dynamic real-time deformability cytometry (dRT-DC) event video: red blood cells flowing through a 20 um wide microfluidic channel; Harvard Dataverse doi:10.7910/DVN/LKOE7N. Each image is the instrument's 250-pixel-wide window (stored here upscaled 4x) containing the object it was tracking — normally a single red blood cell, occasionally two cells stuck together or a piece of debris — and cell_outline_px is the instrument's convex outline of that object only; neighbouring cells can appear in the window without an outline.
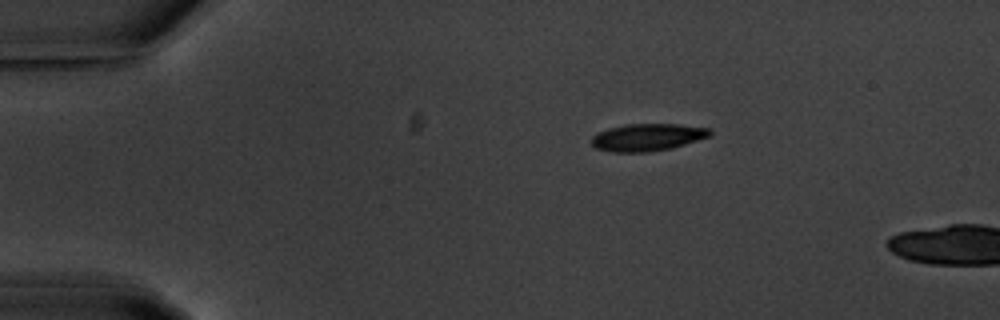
{"species": "common noctule bat (a hibernating species)", "species_latin": "Nyctalus noctula", "temperature_condition": "warm", "stored_images_in_passage": 4, "camera_frame_rate_fps": 3000, "um_per_image_px": 0.085, "animal": {"sex": "male", "body_mass_g": 20.1, "forearm_length_mm": 53.5}, "frame": {"image": 1, "passage_image": 1, "time_ms": 0.0, "image_size_px": [1000, 320], "cell_outline_px": [[712, 136], [672, 148], [648, 152], [612, 152], [596, 148], [592, 144], [592, 136], [596, 132], [608, 128], [628, 124], [680, 124], [708, 128], [712, 132]], "centroid_in_image_um": [55.04, 11.66], "position_along_channel_um": 30.0, "area_um2": 18.96}}